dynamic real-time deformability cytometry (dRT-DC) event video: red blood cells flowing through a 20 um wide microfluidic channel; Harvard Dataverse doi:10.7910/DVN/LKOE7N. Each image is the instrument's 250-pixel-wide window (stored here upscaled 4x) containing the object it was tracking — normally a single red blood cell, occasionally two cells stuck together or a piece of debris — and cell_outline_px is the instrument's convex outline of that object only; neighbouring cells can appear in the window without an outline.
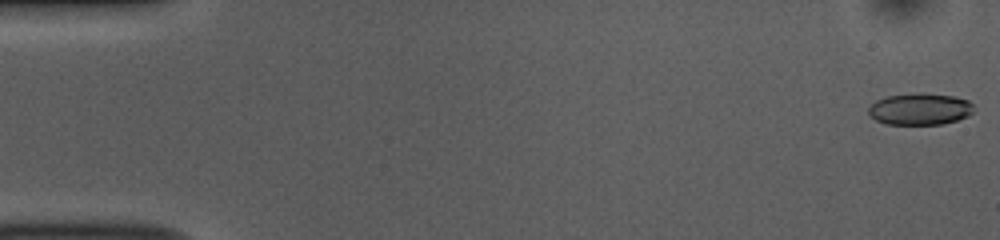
{"species": "common noctule bat (a hibernating species)", "species_latin": "Nyctalus noctula", "temperature_condition": "room temperature", "stored_images_in_passage": 54, "camera_frame_rate_fps": 3000, "um_per_image_px": 0.085, "animal": {"sex": "female", "body_mass_g": 10.0, "forearm_length_mm": 53.1}, "frame": {"image": 1, "passage_image": 1, "time_ms": 0.0, "image_size_px": [1000, 240], "cell_outline_px": [[972, 112], [968, 116], [956, 120], [940, 124], [888, 124], [876, 120], [868, 112], [868, 108], [876, 100], [888, 96], [920, 92], [924, 92], [952, 96], [968, 100], [972, 104]], "centroid_in_image_um": [78.19, 9.26], "position_along_channel_um": 6.8, "area_um2": 19.31}}
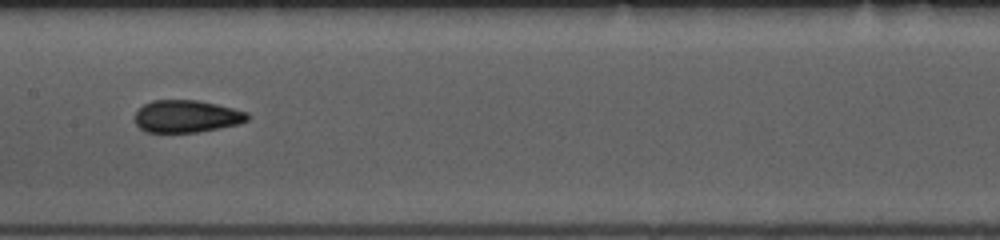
{"frame": {"image": 2, "passage_image": 27, "time_ms": 8.667, "image_size_px": [1000, 240], "cell_outline_px": [[248, 120], [240, 124], [196, 132], [144, 132], [136, 124], [136, 112], [144, 104], [152, 100], [196, 100], [216, 104], [248, 112]], "centroid_in_image_um": [15.86, 9.89], "position_along_channel_um": 191.5, "area_um2": 21.1}}
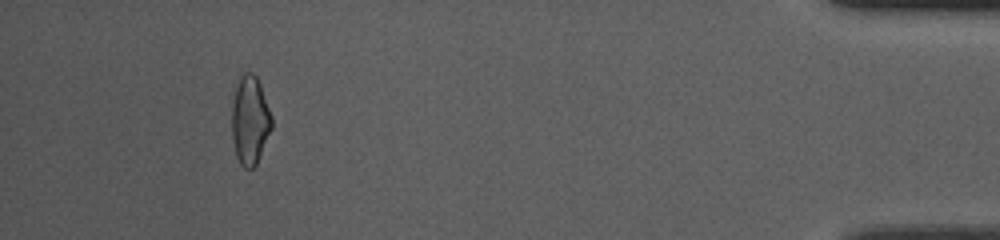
{"frame": {"image": 3, "passage_image": 50, "time_ms": 16.333, "image_size_px": [1000, 240], "cell_outline_px": [[272, 128], [256, 164], [252, 168], [244, 168], [240, 164], [236, 156], [232, 140], [232, 100], [236, 84], [240, 72], [252, 72], [256, 76], [260, 84], [272, 116]], "centroid_in_image_um": [21.23, 10.18], "position_along_channel_um": 414.0, "area_um2": 20.81}, "authors_computed_cell_mechanics": {"area_um2": 20.7502, "velocity_mm_per_s": 3.7396, "shape_relaxation_time_tau1_ms": 4.2074, "shape_relaxation_time_tau2_ms": 1.6284, "deformation_change_tau1": 0.13, "deformation_change_tau2": 0.0767}}